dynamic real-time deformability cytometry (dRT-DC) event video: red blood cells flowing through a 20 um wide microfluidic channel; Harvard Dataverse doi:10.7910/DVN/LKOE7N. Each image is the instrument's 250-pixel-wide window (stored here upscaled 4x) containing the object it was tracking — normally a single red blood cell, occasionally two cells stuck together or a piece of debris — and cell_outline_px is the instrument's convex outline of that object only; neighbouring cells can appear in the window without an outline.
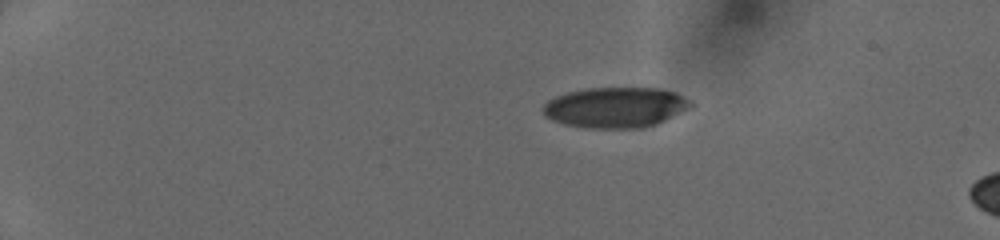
{"species": "human", "species_latin": "Homo sapiens", "temperature_condition": "cold", "stored_images_in_passage": 7, "camera_frame_rate_fps": 3000, "um_per_image_px": 0.085, "donor": {"sex": "female"}, "frame": {"image": 1, "passage_image": 1, "time_ms": 0.0, "image_size_px": [1000, 240], "cell_outline_px": [[692, 104], [688, 108], [656, 124], [644, 128], [588, 128], [564, 124], [552, 120], [544, 116], [540, 108], [548, 100], [556, 96], [568, 92], [588, 88], [664, 88], [676, 92], [684, 96]], "centroid_in_image_um": [52.27, 9.13], "position_along_channel_um": 32.7, "area_um2": 34.91}}